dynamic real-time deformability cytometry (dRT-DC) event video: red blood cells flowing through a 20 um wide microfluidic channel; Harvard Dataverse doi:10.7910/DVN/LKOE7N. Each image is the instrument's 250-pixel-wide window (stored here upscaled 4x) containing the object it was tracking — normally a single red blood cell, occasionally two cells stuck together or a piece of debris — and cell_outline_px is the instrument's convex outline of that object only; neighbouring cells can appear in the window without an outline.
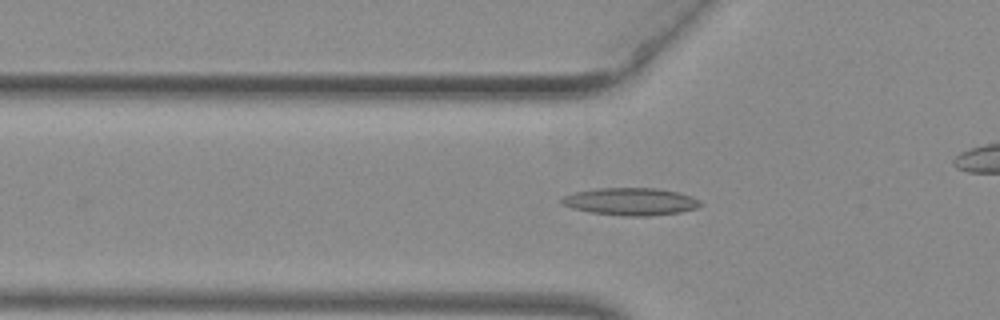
{"species": "common noctule bat (a hibernating species)", "species_latin": "Nyctalus noctula", "temperature_condition": "warm", "stored_images_in_passage": 44, "camera_frame_rate_fps": 3000, "um_per_image_px": 0.085, "animal": {"sex": "female", "body_mass_g": 29.2, "forearm_length_mm": 56.3}, "frame": {"image": 1, "passage_image": 17, "time_ms": 5.333, "image_size_px": [1000, 320], "cell_outline_px": [[704, 204], [696, 208], [680, 212], [648, 216], [624, 216], [588, 212], [572, 208], [560, 204], [560, 200], [564, 196], [576, 192], [596, 188], [656, 188], [676, 192], [700, 200]], "centroid_in_image_um": [53.58, 17.14], "position_along_channel_um": 72.2, "area_um2": 22.14}}
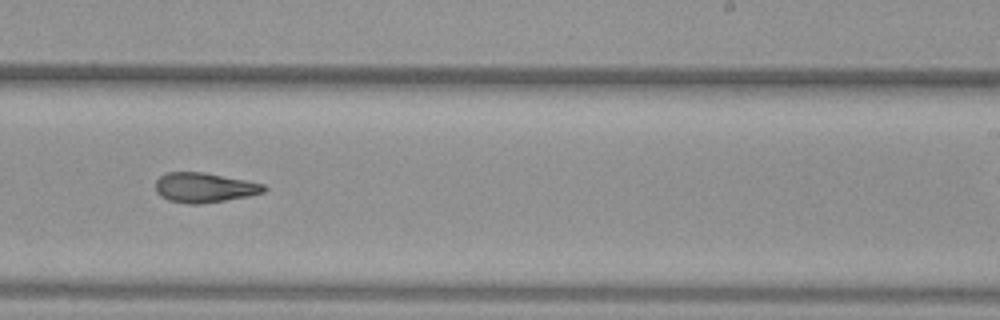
{"frame": {"image": 2, "passage_image": 32, "time_ms": 10.333, "image_size_px": [1000, 320], "cell_outline_px": [[268, 188], [264, 192], [248, 196], [200, 204], [188, 204], [168, 200], [160, 196], [156, 192], [156, 180], [160, 176], [168, 172], [204, 172], [264, 184]], "centroid_in_image_um": [17.35, 15.94], "position_along_channel_um": 271.7, "area_um2": 18.73}}
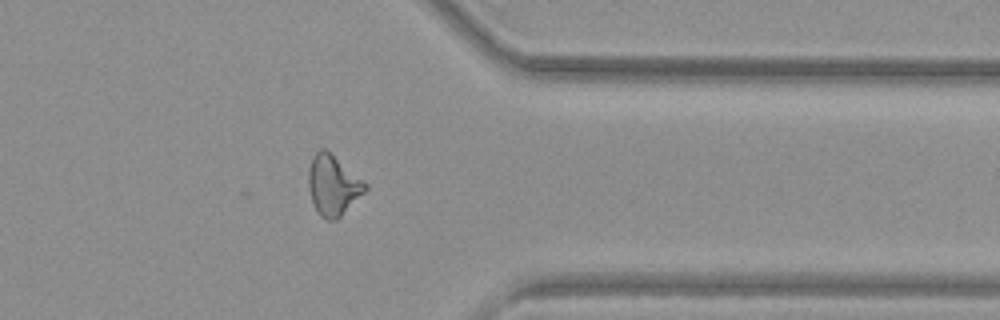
{"frame": {"image": 3, "passage_image": 41, "time_ms": 13.333, "image_size_px": [1000, 320], "cell_outline_px": [[368, 188], [336, 220], [328, 220], [320, 216], [312, 204], [308, 188], [308, 172], [312, 156], [320, 148], [324, 148], [364, 180], [368, 184]], "centroid_in_image_um": [28.28, 15.75], "position_along_channel_um": 383.1, "area_um2": 19.83}}